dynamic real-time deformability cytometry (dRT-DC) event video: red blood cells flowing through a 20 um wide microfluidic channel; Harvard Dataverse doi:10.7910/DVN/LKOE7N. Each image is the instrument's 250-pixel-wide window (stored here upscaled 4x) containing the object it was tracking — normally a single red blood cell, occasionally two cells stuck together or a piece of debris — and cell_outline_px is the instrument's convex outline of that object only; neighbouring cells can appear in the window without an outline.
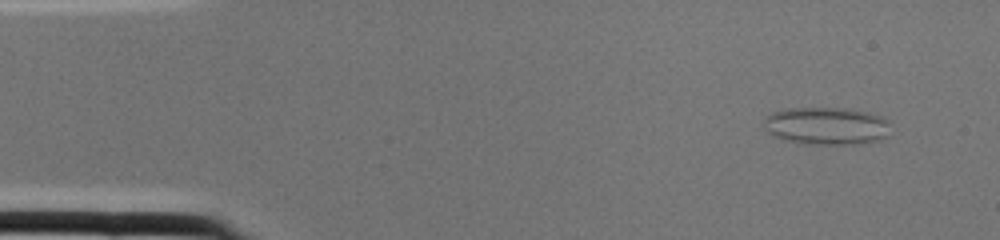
{"species": "common noctule bat (a hibernating species)", "species_latin": "Nyctalus noctula", "temperature_condition": "cold", "stored_images_in_passage": 1, "camera_frame_rate_fps": 3000, "um_per_image_px": 0.085, "animal": {"sex": "female", "body_mass_g": 22.0, "forearm_length_mm": 56.7}, "frame": {"image": 1, "passage_image": 1, "time_ms": 0.0, "image_size_px": [1000, 240], "cell_outline_px": [[888, 136], [880, 140], [860, 144], [804, 144], [784, 140], [772, 136], [764, 128], [764, 116], [772, 112], [784, 108], [844, 108], [868, 112], [880, 116], [888, 120]], "centroid_in_image_um": [70.21, 10.7], "position_along_channel_um": 14.8, "area_um2": 28.15}}